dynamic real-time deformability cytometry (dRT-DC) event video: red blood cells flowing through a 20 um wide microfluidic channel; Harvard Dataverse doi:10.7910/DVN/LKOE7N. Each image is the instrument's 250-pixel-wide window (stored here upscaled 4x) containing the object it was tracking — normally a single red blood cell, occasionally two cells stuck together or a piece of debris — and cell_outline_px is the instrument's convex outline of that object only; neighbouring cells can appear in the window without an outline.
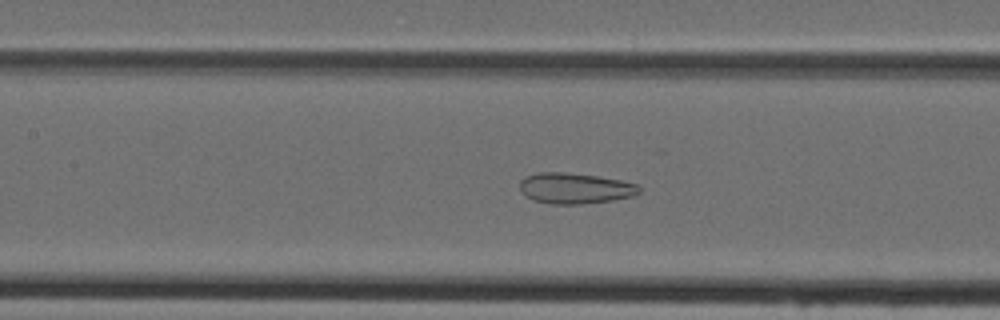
{"species": "Egyptian fruit bat (a non-hibernating species)", "species_latin": "Rousettus aegyptiacus", "temperature_condition": "cold", "stored_images_in_passage": 36, "segment_of_instrument_passage": [1, 2], "camera_frame_rate_fps": 3000, "um_per_image_px": 0.085, "animal": {"sex": "female"}, "frame": {"image": 1, "passage_image": 15, "time_ms": 4.667, "image_size_px": [1000, 320], "cell_outline_px": [[640, 192], [632, 196], [612, 200], [580, 204], [552, 204], [532, 200], [524, 196], [520, 192], [520, 180], [528, 176], [540, 172], [564, 172], [596, 176], [620, 180], [636, 184], [640, 188]], "centroid_in_image_um": [48.83, 16.01], "position_along_channel_um": 158.6, "area_um2": 21.33}}
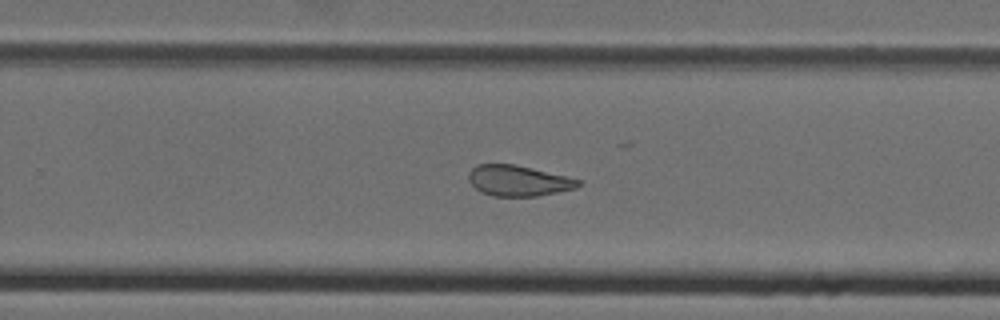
{"frame": {"image": 2, "passage_image": 24, "time_ms": 7.667, "image_size_px": [1000, 320], "cell_outline_px": [[580, 184], [576, 188], [536, 196], [492, 196], [476, 188], [468, 180], [468, 172], [476, 164], [516, 164], [580, 180]], "centroid_in_image_um": [44.01, 15.35], "position_along_channel_um": 285.8, "area_um2": 19.36}}
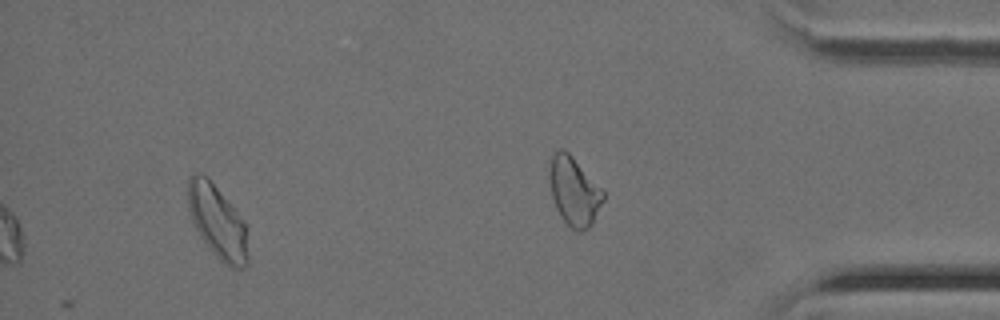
{"frame": {"image": 3, "passage_image": 32, "time_ms": 10.333, "image_size_px": [1000, 320], "cell_outline_px": [[248, 264], [244, 268], [228, 268], [208, 248], [200, 236], [192, 220], [188, 208], [188, 176], [200, 172], [208, 176], [244, 220], [248, 256]], "centroid_in_image_um": [18.48, 18.85], "position_along_channel_um": 416.7, "area_um2": 25.78}}